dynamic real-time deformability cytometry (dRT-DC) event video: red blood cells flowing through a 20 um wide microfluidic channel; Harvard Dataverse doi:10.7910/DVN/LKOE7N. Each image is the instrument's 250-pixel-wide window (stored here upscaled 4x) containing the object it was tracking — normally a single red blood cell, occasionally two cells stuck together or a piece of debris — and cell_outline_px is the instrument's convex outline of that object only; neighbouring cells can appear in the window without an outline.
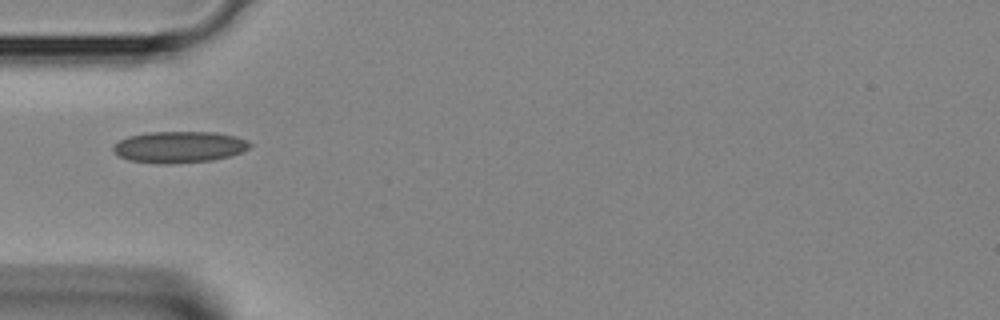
{"species": "Egyptian fruit bat (a non-hibernating species)", "species_latin": "Rousettus aegyptiacus", "temperature_condition": "room temperature", "stored_images_in_passage": 28, "camera_frame_rate_fps": 3000, "um_per_image_px": 0.085, "animal": {"sex": "female"}, "frame": {"image": 1, "passage_image": 1, "time_ms": 0.0, "image_size_px": [1000, 320], "cell_outline_px": [[252, 144], [248, 148], [240, 152], [228, 156], [212, 160], [168, 164], [156, 164], [128, 160], [120, 156], [112, 148], [120, 140], [128, 136], [148, 132], [216, 132], [236, 136], [248, 140]], "centroid_in_image_um": [15.24, 12.49], "position_along_channel_um": 69.8, "area_um2": 24.97}}
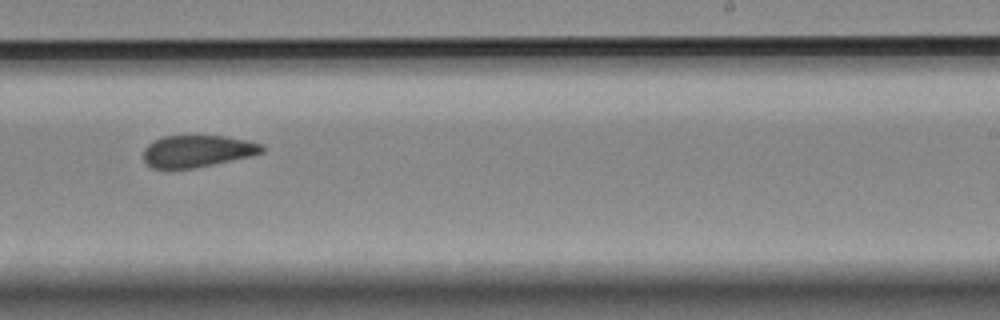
{"frame": {"image": 2, "passage_image": 13, "time_ms": 4.0, "image_size_px": [1000, 320], "cell_outline_px": [[264, 152], [252, 156], [196, 168], [172, 172], [152, 168], [144, 160], [144, 148], [148, 144], [164, 136], [224, 136], [248, 140], [260, 144], [264, 148]], "centroid_in_image_um": [16.74, 12.89], "position_along_channel_um": 272.3, "area_um2": 22.6}}
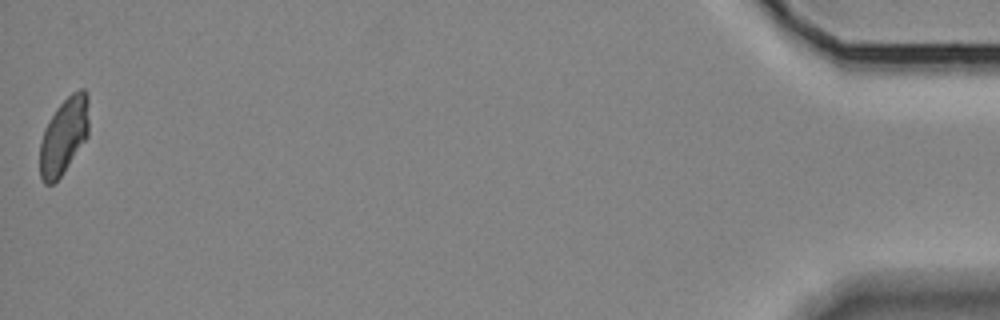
{"frame": {"image": 3, "passage_image": 28, "time_ms": 9.0, "image_size_px": [1000, 320], "cell_outline_px": [[88, 136], [60, 176], [52, 184], [44, 184], [40, 176], [40, 144], [44, 128], [48, 120], [56, 108], [72, 92], [80, 88], [84, 88], [88, 96]], "centroid_in_image_um": [5.42, 11.52], "position_along_channel_um": 429.8, "area_um2": 21.73}}